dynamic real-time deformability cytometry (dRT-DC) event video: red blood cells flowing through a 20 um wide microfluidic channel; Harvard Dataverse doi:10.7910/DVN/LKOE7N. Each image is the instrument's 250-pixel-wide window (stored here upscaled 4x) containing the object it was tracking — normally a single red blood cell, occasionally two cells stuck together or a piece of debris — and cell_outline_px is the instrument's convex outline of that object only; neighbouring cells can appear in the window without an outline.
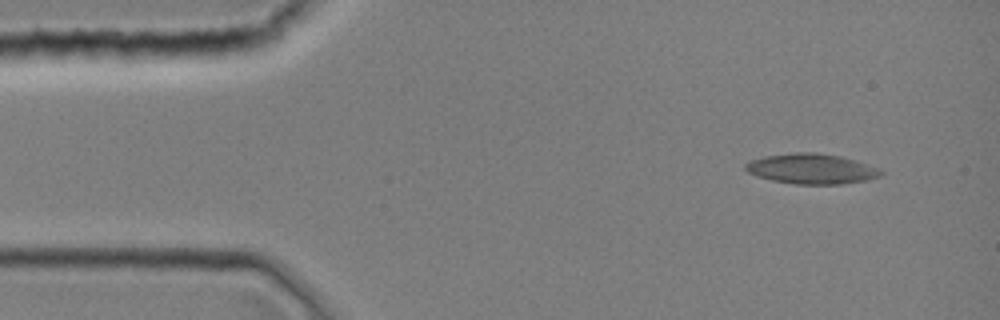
{"species": "common noctule bat (a hibernating species)", "species_latin": "Nyctalus noctula", "temperature_condition": "room temperature", "stored_images_in_passage": 2, "camera_frame_rate_fps": 3000, "um_per_image_px": 0.085, "animal": {"sex": "female", "body_mass_g": 19.0, "forearm_length_mm": 51.5}, "frame": {"image": 1, "passage_image": 1, "time_ms": 0.0, "image_size_px": [1000, 320], "cell_outline_px": [[884, 172], [880, 176], [868, 180], [840, 184], [796, 184], [772, 180], [756, 176], [748, 172], [744, 168], [744, 164], [748, 160], [764, 156], [796, 152], [816, 152], [840, 156], [856, 160], [880, 168]], "centroid_in_image_um": [68.97, 14.34], "position_along_channel_um": 16.0, "area_um2": 24.04}}